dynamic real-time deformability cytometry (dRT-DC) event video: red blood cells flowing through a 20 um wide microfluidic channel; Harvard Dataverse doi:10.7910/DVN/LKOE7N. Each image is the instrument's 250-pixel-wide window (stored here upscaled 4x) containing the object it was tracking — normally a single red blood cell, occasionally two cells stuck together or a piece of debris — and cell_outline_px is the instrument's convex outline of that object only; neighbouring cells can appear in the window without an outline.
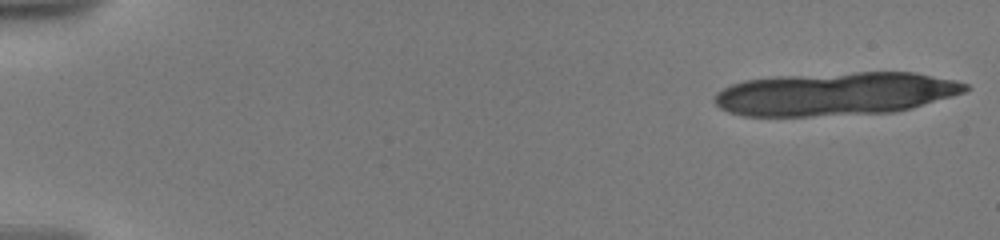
{"species": "human", "species_latin": "Homo sapiens", "temperature_condition": "warm", "stored_images_in_passage": 30, "camera_frame_rate_fps": 3000, "um_per_image_px": 0.085, "donor": {"sex": "male"}, "frame": {"image": 1, "passage_image": 1, "time_ms": 0.0, "image_size_px": [1000, 240], "cell_outline_px": [[968, 88], [964, 92], [952, 96], [912, 108], [896, 112], [808, 116], [744, 116], [728, 112], [720, 108], [712, 100], [716, 92], [732, 84], [744, 80], [776, 76], [856, 72], [916, 72], [956, 80], [968, 84]], "centroid_in_image_um": [70.99, 7.97], "position_along_channel_um": 14.0, "area_um2": 63.46}}